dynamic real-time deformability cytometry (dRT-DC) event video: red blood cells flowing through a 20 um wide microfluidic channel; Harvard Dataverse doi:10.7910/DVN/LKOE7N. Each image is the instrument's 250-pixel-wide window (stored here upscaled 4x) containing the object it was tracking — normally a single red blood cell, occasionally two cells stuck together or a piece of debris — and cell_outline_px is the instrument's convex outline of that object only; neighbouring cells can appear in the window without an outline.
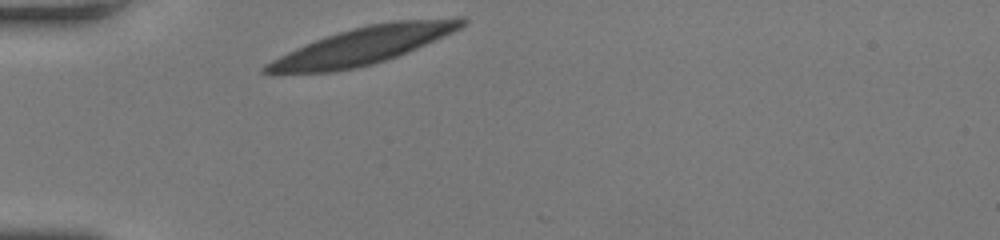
{"species": "human", "species_latin": "Homo sapiens", "temperature_condition": "room temperature", "stored_images_in_passage": 29, "camera_frame_rate_fps": 3000, "um_per_image_px": 0.085, "donor": {"sex": "female"}, "frame": {"image": 1, "passage_image": 1, "time_ms": 0.0, "image_size_px": [1000, 240], "cell_outline_px": [[468, 20], [460, 28], [444, 36], [408, 52], [372, 64], [356, 68], [332, 72], [280, 76], [272, 76], [260, 72], [260, 68], [264, 64], [296, 48], [316, 40], [352, 28], [368, 24], [392, 20], [460, 16], [464, 16]], "centroid_in_image_um": [30.78, 3.91], "position_along_channel_um": 54.2, "area_um2": 43.29}}
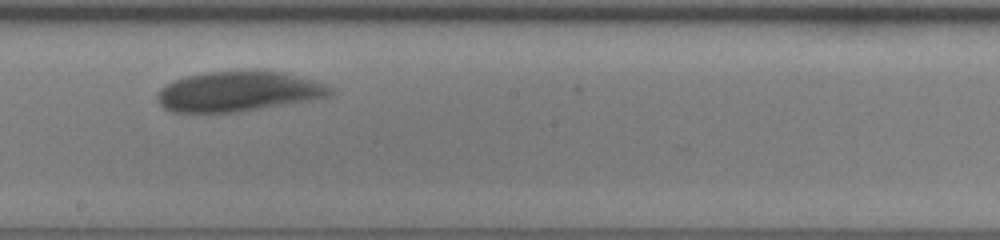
{"frame": {"image": 2, "passage_image": 16, "time_ms": 5.0, "image_size_px": [1000, 240], "cell_outline_px": [[332, 96], [240, 112], [172, 112], [164, 108], [156, 100], [156, 92], [164, 84], [172, 80], [184, 76], [204, 72], [280, 72], [312, 80], [324, 84], [332, 88]], "centroid_in_image_um": [20.17, 7.79], "position_along_channel_um": 228.0, "area_um2": 40.06}}
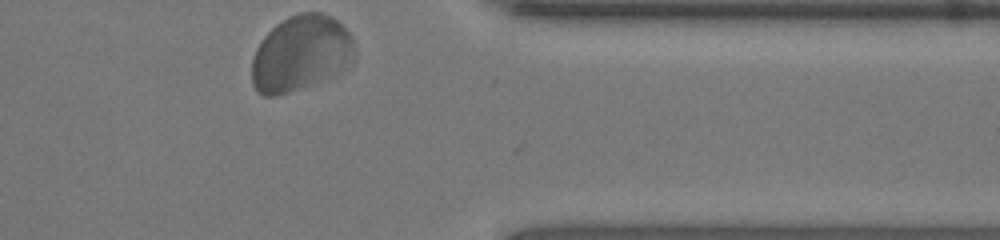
{"frame": {"image": 3, "passage_image": 29, "time_ms": 9.333, "image_size_px": [1000, 240], "cell_outline_px": [[356, 52], [352, 64], [336, 76], [276, 96], [264, 96], [256, 92], [252, 84], [252, 60], [256, 48], [264, 36], [276, 24], [288, 16], [300, 12], [320, 12], [332, 16], [348, 32], [352, 40]], "centroid_in_image_um": [25.58, 4.55], "position_along_channel_um": 385.8, "area_um2": 45.72}, "authors_computed_cell_mechanics": {"area_um2": 41.5582, "velocity_mm_per_s": 3.8259, "shape_relaxation_time_tau1_ms": 3.1986, "shape_relaxation_time_tau2_ms": null, "deformation_change_tau1": 0.1171, "deformation_change_tau2": null}}